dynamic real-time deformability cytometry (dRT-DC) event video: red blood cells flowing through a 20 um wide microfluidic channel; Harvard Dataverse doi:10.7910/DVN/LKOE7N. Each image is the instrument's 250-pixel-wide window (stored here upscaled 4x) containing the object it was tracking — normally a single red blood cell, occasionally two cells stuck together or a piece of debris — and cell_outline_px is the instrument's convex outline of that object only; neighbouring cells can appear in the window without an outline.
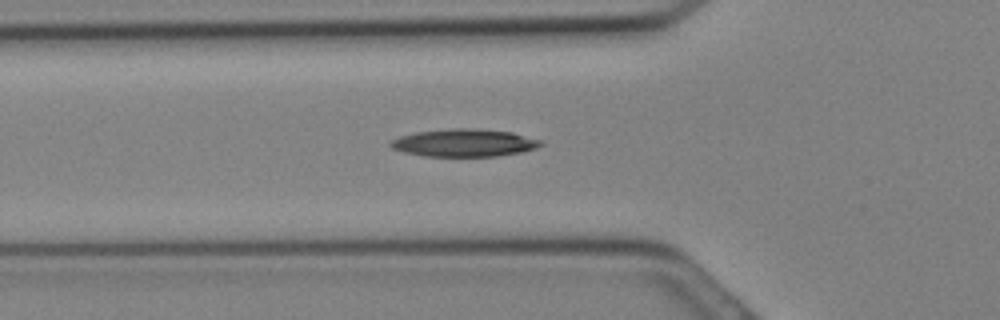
{"species": "Egyptian fruit bat (a non-hibernating species)", "species_latin": "Rousettus aegyptiacus", "temperature_condition": "cold", "stored_images_in_passage": 10, "camera_frame_rate_fps": 3000, "um_per_image_px": 0.085, "animal": {"sex": "female"}, "frame": {"image": 1, "passage_image": 2, "time_ms": 0.333, "image_size_px": [1000, 320], "cell_outline_px": [[544, 144], [536, 148], [520, 152], [496, 156], [424, 156], [404, 152], [392, 148], [388, 144], [392, 140], [400, 136], [416, 132], [452, 128], [476, 128], [512, 132], [544, 140]], "centroid_in_image_um": [39.49, 12.13], "position_along_channel_um": 86.3, "area_um2": 24.28}}
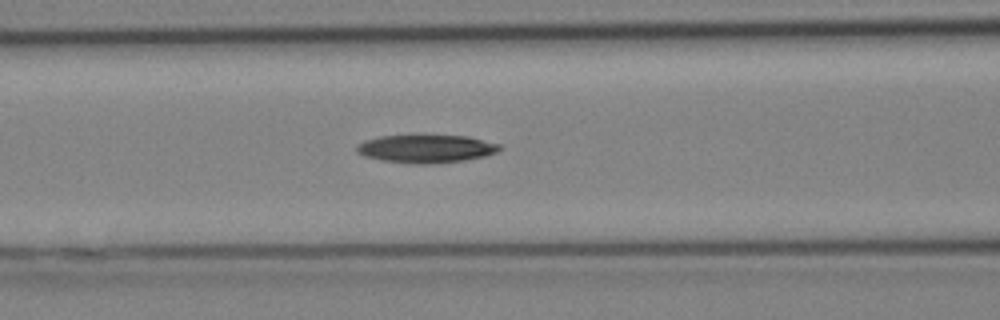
{"frame": {"image": 2, "passage_image": 4, "time_ms": 1.0, "image_size_px": [1000, 320], "cell_outline_px": [[504, 148], [496, 152], [484, 156], [464, 160], [428, 164], [416, 164], [380, 160], [364, 156], [356, 152], [356, 148], [364, 140], [380, 136], [468, 136], [500, 144]], "centroid_in_image_um": [36.23, 12.65], "position_along_channel_um": 130.4, "area_um2": 23.18}}
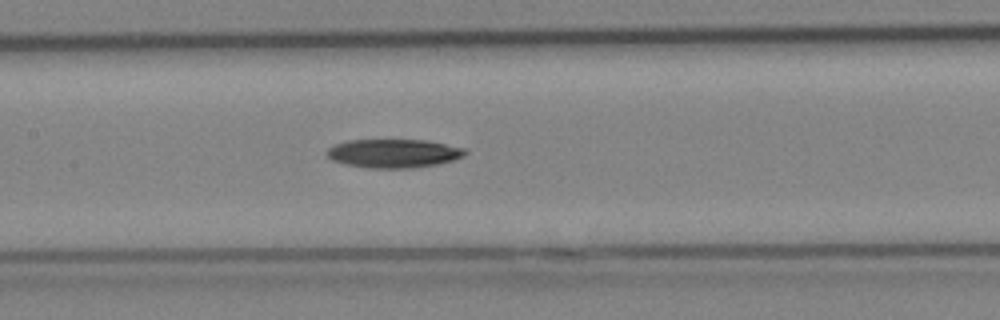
{"frame": {"image": 3, "passage_image": 6, "time_ms": 1.667, "image_size_px": [1000, 320], "cell_outline_px": [[468, 152], [464, 156], [452, 160], [436, 164], [416, 168], [368, 168], [344, 164], [332, 160], [324, 152], [328, 148], [336, 144], [348, 140], [424, 140], [464, 148]], "centroid_in_image_um": [33.42, 13.04], "position_along_channel_um": 174.0, "area_um2": 23.06}}